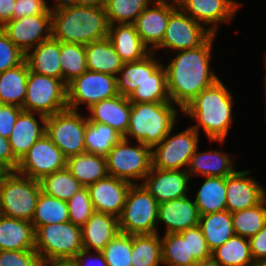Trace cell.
I'll list each match as a JSON object with an SVG mask.
<instances>
[{"label":"cell","mask_w":266,"mask_h":266,"mask_svg":"<svg viewBox=\"0 0 266 266\" xmlns=\"http://www.w3.org/2000/svg\"><path fill=\"white\" fill-rule=\"evenodd\" d=\"M215 34L203 45L187 50L175 51L165 67L170 100L182 110L202 90L214 85L218 76L210 71L211 48Z\"/></svg>","instance_id":"obj_1"},{"label":"cell","mask_w":266,"mask_h":266,"mask_svg":"<svg viewBox=\"0 0 266 266\" xmlns=\"http://www.w3.org/2000/svg\"><path fill=\"white\" fill-rule=\"evenodd\" d=\"M52 37L60 42L87 45L108 37L105 8L54 4Z\"/></svg>","instance_id":"obj_2"},{"label":"cell","mask_w":266,"mask_h":266,"mask_svg":"<svg viewBox=\"0 0 266 266\" xmlns=\"http://www.w3.org/2000/svg\"><path fill=\"white\" fill-rule=\"evenodd\" d=\"M219 79L211 87L202 90L181 111L197 120L191 126L199 133L205 131L209 140L224 142L232 123L233 96Z\"/></svg>","instance_id":"obj_3"},{"label":"cell","mask_w":266,"mask_h":266,"mask_svg":"<svg viewBox=\"0 0 266 266\" xmlns=\"http://www.w3.org/2000/svg\"><path fill=\"white\" fill-rule=\"evenodd\" d=\"M177 109L172 102L131 103L128 135L144 145L153 147L160 143L175 126Z\"/></svg>","instance_id":"obj_4"},{"label":"cell","mask_w":266,"mask_h":266,"mask_svg":"<svg viewBox=\"0 0 266 266\" xmlns=\"http://www.w3.org/2000/svg\"><path fill=\"white\" fill-rule=\"evenodd\" d=\"M40 193L38 180L11 171L0 183V214L31 222Z\"/></svg>","instance_id":"obj_5"},{"label":"cell","mask_w":266,"mask_h":266,"mask_svg":"<svg viewBox=\"0 0 266 266\" xmlns=\"http://www.w3.org/2000/svg\"><path fill=\"white\" fill-rule=\"evenodd\" d=\"M22 109L37 113L45 125L47 117L68 109L66 84L61 79L29 72Z\"/></svg>","instance_id":"obj_6"},{"label":"cell","mask_w":266,"mask_h":266,"mask_svg":"<svg viewBox=\"0 0 266 266\" xmlns=\"http://www.w3.org/2000/svg\"><path fill=\"white\" fill-rule=\"evenodd\" d=\"M158 205L142 184H131L118 217L120 232L130 235L158 233Z\"/></svg>","instance_id":"obj_7"},{"label":"cell","mask_w":266,"mask_h":266,"mask_svg":"<svg viewBox=\"0 0 266 266\" xmlns=\"http://www.w3.org/2000/svg\"><path fill=\"white\" fill-rule=\"evenodd\" d=\"M83 250L82 227L68 221L35 230V251L40 259H74Z\"/></svg>","instance_id":"obj_8"},{"label":"cell","mask_w":266,"mask_h":266,"mask_svg":"<svg viewBox=\"0 0 266 266\" xmlns=\"http://www.w3.org/2000/svg\"><path fill=\"white\" fill-rule=\"evenodd\" d=\"M127 139L121 138L105 156L109 176L136 184L143 180L152 167L151 147L138 142L130 145Z\"/></svg>","instance_id":"obj_9"},{"label":"cell","mask_w":266,"mask_h":266,"mask_svg":"<svg viewBox=\"0 0 266 266\" xmlns=\"http://www.w3.org/2000/svg\"><path fill=\"white\" fill-rule=\"evenodd\" d=\"M88 117L66 109L47 117L45 134L66 158L86 152L85 131Z\"/></svg>","instance_id":"obj_10"},{"label":"cell","mask_w":266,"mask_h":266,"mask_svg":"<svg viewBox=\"0 0 266 266\" xmlns=\"http://www.w3.org/2000/svg\"><path fill=\"white\" fill-rule=\"evenodd\" d=\"M166 137L151 148L152 168L181 170L188 167L192 155L198 149L199 133L192 127L183 132Z\"/></svg>","instance_id":"obj_11"},{"label":"cell","mask_w":266,"mask_h":266,"mask_svg":"<svg viewBox=\"0 0 266 266\" xmlns=\"http://www.w3.org/2000/svg\"><path fill=\"white\" fill-rule=\"evenodd\" d=\"M68 109L77 111L80 104L90 108L95 103L118 95L114 75L87 70L66 85Z\"/></svg>","instance_id":"obj_12"},{"label":"cell","mask_w":266,"mask_h":266,"mask_svg":"<svg viewBox=\"0 0 266 266\" xmlns=\"http://www.w3.org/2000/svg\"><path fill=\"white\" fill-rule=\"evenodd\" d=\"M212 32L193 20L177 7L169 17L168 25L161 43L154 49H172L176 51L194 49L203 45Z\"/></svg>","instance_id":"obj_13"},{"label":"cell","mask_w":266,"mask_h":266,"mask_svg":"<svg viewBox=\"0 0 266 266\" xmlns=\"http://www.w3.org/2000/svg\"><path fill=\"white\" fill-rule=\"evenodd\" d=\"M67 158L44 134L19 161L16 171L40 181L43 177L66 167Z\"/></svg>","instance_id":"obj_14"},{"label":"cell","mask_w":266,"mask_h":266,"mask_svg":"<svg viewBox=\"0 0 266 266\" xmlns=\"http://www.w3.org/2000/svg\"><path fill=\"white\" fill-rule=\"evenodd\" d=\"M1 29L26 54L42 41L52 37V16L51 14H36L11 19Z\"/></svg>","instance_id":"obj_15"},{"label":"cell","mask_w":266,"mask_h":266,"mask_svg":"<svg viewBox=\"0 0 266 266\" xmlns=\"http://www.w3.org/2000/svg\"><path fill=\"white\" fill-rule=\"evenodd\" d=\"M190 179L185 169L163 170L151 167L141 184L158 203H162L186 197Z\"/></svg>","instance_id":"obj_16"},{"label":"cell","mask_w":266,"mask_h":266,"mask_svg":"<svg viewBox=\"0 0 266 266\" xmlns=\"http://www.w3.org/2000/svg\"><path fill=\"white\" fill-rule=\"evenodd\" d=\"M154 0L152 8L148 5L137 17L134 25L143 43L154 50L162 41L170 14L178 7L176 0ZM150 47H149V46Z\"/></svg>","instance_id":"obj_17"},{"label":"cell","mask_w":266,"mask_h":266,"mask_svg":"<svg viewBox=\"0 0 266 266\" xmlns=\"http://www.w3.org/2000/svg\"><path fill=\"white\" fill-rule=\"evenodd\" d=\"M176 2L177 6L193 20L200 24H212L209 30L215 35L218 24L230 22L240 7L236 0H176Z\"/></svg>","instance_id":"obj_18"},{"label":"cell","mask_w":266,"mask_h":266,"mask_svg":"<svg viewBox=\"0 0 266 266\" xmlns=\"http://www.w3.org/2000/svg\"><path fill=\"white\" fill-rule=\"evenodd\" d=\"M250 172L235 171L226 177V210L230 213L253 207L266 197L263 186L248 177Z\"/></svg>","instance_id":"obj_19"},{"label":"cell","mask_w":266,"mask_h":266,"mask_svg":"<svg viewBox=\"0 0 266 266\" xmlns=\"http://www.w3.org/2000/svg\"><path fill=\"white\" fill-rule=\"evenodd\" d=\"M130 186L128 181L109 175L87 186L94 210L119 217Z\"/></svg>","instance_id":"obj_20"},{"label":"cell","mask_w":266,"mask_h":266,"mask_svg":"<svg viewBox=\"0 0 266 266\" xmlns=\"http://www.w3.org/2000/svg\"><path fill=\"white\" fill-rule=\"evenodd\" d=\"M200 214L194 201L186 196L158 205V220L166 225L167 233H180L198 226Z\"/></svg>","instance_id":"obj_21"},{"label":"cell","mask_w":266,"mask_h":266,"mask_svg":"<svg viewBox=\"0 0 266 266\" xmlns=\"http://www.w3.org/2000/svg\"><path fill=\"white\" fill-rule=\"evenodd\" d=\"M89 122L106 124L115 129L122 137L128 131L131 113V102L128 97L116 95L95 103L89 108Z\"/></svg>","instance_id":"obj_22"},{"label":"cell","mask_w":266,"mask_h":266,"mask_svg":"<svg viewBox=\"0 0 266 266\" xmlns=\"http://www.w3.org/2000/svg\"><path fill=\"white\" fill-rule=\"evenodd\" d=\"M119 232L117 216L94 211L82 226L83 249L101 252Z\"/></svg>","instance_id":"obj_23"},{"label":"cell","mask_w":266,"mask_h":266,"mask_svg":"<svg viewBox=\"0 0 266 266\" xmlns=\"http://www.w3.org/2000/svg\"><path fill=\"white\" fill-rule=\"evenodd\" d=\"M107 38L124 63L140 61L151 53L138 35L134 24L110 25Z\"/></svg>","instance_id":"obj_24"},{"label":"cell","mask_w":266,"mask_h":266,"mask_svg":"<svg viewBox=\"0 0 266 266\" xmlns=\"http://www.w3.org/2000/svg\"><path fill=\"white\" fill-rule=\"evenodd\" d=\"M29 72L62 80L60 41L53 37L42 41L25 54Z\"/></svg>","instance_id":"obj_25"},{"label":"cell","mask_w":266,"mask_h":266,"mask_svg":"<svg viewBox=\"0 0 266 266\" xmlns=\"http://www.w3.org/2000/svg\"><path fill=\"white\" fill-rule=\"evenodd\" d=\"M35 250V229L31 222L0 214V251Z\"/></svg>","instance_id":"obj_26"},{"label":"cell","mask_w":266,"mask_h":266,"mask_svg":"<svg viewBox=\"0 0 266 266\" xmlns=\"http://www.w3.org/2000/svg\"><path fill=\"white\" fill-rule=\"evenodd\" d=\"M34 114L23 110L19 114L13 126L12 134L8 138L14 157L18 161L45 134L46 126H40Z\"/></svg>","instance_id":"obj_27"},{"label":"cell","mask_w":266,"mask_h":266,"mask_svg":"<svg viewBox=\"0 0 266 266\" xmlns=\"http://www.w3.org/2000/svg\"><path fill=\"white\" fill-rule=\"evenodd\" d=\"M232 161L229 154L219 150L198 153L196 149L186 171L190 177L196 174L204 177H227L235 172Z\"/></svg>","instance_id":"obj_28"},{"label":"cell","mask_w":266,"mask_h":266,"mask_svg":"<svg viewBox=\"0 0 266 266\" xmlns=\"http://www.w3.org/2000/svg\"><path fill=\"white\" fill-rule=\"evenodd\" d=\"M85 50L88 70L117 76L124 64L108 38L85 45Z\"/></svg>","instance_id":"obj_29"},{"label":"cell","mask_w":266,"mask_h":266,"mask_svg":"<svg viewBox=\"0 0 266 266\" xmlns=\"http://www.w3.org/2000/svg\"><path fill=\"white\" fill-rule=\"evenodd\" d=\"M155 51L140 61L124 63L116 76L117 90L120 95L129 97L162 63L154 58Z\"/></svg>","instance_id":"obj_30"},{"label":"cell","mask_w":266,"mask_h":266,"mask_svg":"<svg viewBox=\"0 0 266 266\" xmlns=\"http://www.w3.org/2000/svg\"><path fill=\"white\" fill-rule=\"evenodd\" d=\"M66 168L84 187L108 176L106 158L87 152L67 158Z\"/></svg>","instance_id":"obj_31"},{"label":"cell","mask_w":266,"mask_h":266,"mask_svg":"<svg viewBox=\"0 0 266 266\" xmlns=\"http://www.w3.org/2000/svg\"><path fill=\"white\" fill-rule=\"evenodd\" d=\"M198 226L211 252L235 235L232 215L228 210L200 215Z\"/></svg>","instance_id":"obj_32"},{"label":"cell","mask_w":266,"mask_h":266,"mask_svg":"<svg viewBox=\"0 0 266 266\" xmlns=\"http://www.w3.org/2000/svg\"><path fill=\"white\" fill-rule=\"evenodd\" d=\"M28 75L29 68L26 61L0 73V104L22 108L26 98Z\"/></svg>","instance_id":"obj_33"},{"label":"cell","mask_w":266,"mask_h":266,"mask_svg":"<svg viewBox=\"0 0 266 266\" xmlns=\"http://www.w3.org/2000/svg\"><path fill=\"white\" fill-rule=\"evenodd\" d=\"M194 202L200 215L226 210V177H206Z\"/></svg>","instance_id":"obj_34"},{"label":"cell","mask_w":266,"mask_h":266,"mask_svg":"<svg viewBox=\"0 0 266 266\" xmlns=\"http://www.w3.org/2000/svg\"><path fill=\"white\" fill-rule=\"evenodd\" d=\"M128 99L131 103L171 102L165 66L161 64L142 84L137 86Z\"/></svg>","instance_id":"obj_35"},{"label":"cell","mask_w":266,"mask_h":266,"mask_svg":"<svg viewBox=\"0 0 266 266\" xmlns=\"http://www.w3.org/2000/svg\"><path fill=\"white\" fill-rule=\"evenodd\" d=\"M132 266H158L162 261L159 233L132 235Z\"/></svg>","instance_id":"obj_36"},{"label":"cell","mask_w":266,"mask_h":266,"mask_svg":"<svg viewBox=\"0 0 266 266\" xmlns=\"http://www.w3.org/2000/svg\"><path fill=\"white\" fill-rule=\"evenodd\" d=\"M70 221L66 201L47 195L41 191L35 213L31 220L34 229L42 225L58 224Z\"/></svg>","instance_id":"obj_37"},{"label":"cell","mask_w":266,"mask_h":266,"mask_svg":"<svg viewBox=\"0 0 266 266\" xmlns=\"http://www.w3.org/2000/svg\"><path fill=\"white\" fill-rule=\"evenodd\" d=\"M222 266H253L249 239L234 235L211 252Z\"/></svg>","instance_id":"obj_38"},{"label":"cell","mask_w":266,"mask_h":266,"mask_svg":"<svg viewBox=\"0 0 266 266\" xmlns=\"http://www.w3.org/2000/svg\"><path fill=\"white\" fill-rule=\"evenodd\" d=\"M121 138L112 127L88 121L84 137L86 152L105 157Z\"/></svg>","instance_id":"obj_39"},{"label":"cell","mask_w":266,"mask_h":266,"mask_svg":"<svg viewBox=\"0 0 266 266\" xmlns=\"http://www.w3.org/2000/svg\"><path fill=\"white\" fill-rule=\"evenodd\" d=\"M39 182L43 193L66 202L84 187L66 167L43 177Z\"/></svg>","instance_id":"obj_40"},{"label":"cell","mask_w":266,"mask_h":266,"mask_svg":"<svg viewBox=\"0 0 266 266\" xmlns=\"http://www.w3.org/2000/svg\"><path fill=\"white\" fill-rule=\"evenodd\" d=\"M266 197L257 205L231 213L236 235L250 238L266 225Z\"/></svg>","instance_id":"obj_41"},{"label":"cell","mask_w":266,"mask_h":266,"mask_svg":"<svg viewBox=\"0 0 266 266\" xmlns=\"http://www.w3.org/2000/svg\"><path fill=\"white\" fill-rule=\"evenodd\" d=\"M62 81L67 85L87 71L85 45L60 42Z\"/></svg>","instance_id":"obj_42"},{"label":"cell","mask_w":266,"mask_h":266,"mask_svg":"<svg viewBox=\"0 0 266 266\" xmlns=\"http://www.w3.org/2000/svg\"><path fill=\"white\" fill-rule=\"evenodd\" d=\"M162 264L168 266H196L197 261L189 258L188 236L167 233L161 238Z\"/></svg>","instance_id":"obj_43"},{"label":"cell","mask_w":266,"mask_h":266,"mask_svg":"<svg viewBox=\"0 0 266 266\" xmlns=\"http://www.w3.org/2000/svg\"><path fill=\"white\" fill-rule=\"evenodd\" d=\"M153 0H107L105 11L110 25L134 24Z\"/></svg>","instance_id":"obj_44"},{"label":"cell","mask_w":266,"mask_h":266,"mask_svg":"<svg viewBox=\"0 0 266 266\" xmlns=\"http://www.w3.org/2000/svg\"><path fill=\"white\" fill-rule=\"evenodd\" d=\"M101 252L107 266H132V235L119 232Z\"/></svg>","instance_id":"obj_45"},{"label":"cell","mask_w":266,"mask_h":266,"mask_svg":"<svg viewBox=\"0 0 266 266\" xmlns=\"http://www.w3.org/2000/svg\"><path fill=\"white\" fill-rule=\"evenodd\" d=\"M70 222L82 227L95 211L87 187L80 189L67 201Z\"/></svg>","instance_id":"obj_46"},{"label":"cell","mask_w":266,"mask_h":266,"mask_svg":"<svg viewBox=\"0 0 266 266\" xmlns=\"http://www.w3.org/2000/svg\"><path fill=\"white\" fill-rule=\"evenodd\" d=\"M24 61L25 53L0 28V73L22 64Z\"/></svg>","instance_id":"obj_47"},{"label":"cell","mask_w":266,"mask_h":266,"mask_svg":"<svg viewBox=\"0 0 266 266\" xmlns=\"http://www.w3.org/2000/svg\"><path fill=\"white\" fill-rule=\"evenodd\" d=\"M40 260L35 250L0 251V266H39Z\"/></svg>","instance_id":"obj_48"},{"label":"cell","mask_w":266,"mask_h":266,"mask_svg":"<svg viewBox=\"0 0 266 266\" xmlns=\"http://www.w3.org/2000/svg\"><path fill=\"white\" fill-rule=\"evenodd\" d=\"M179 234L181 236H188L189 258H194L196 261H200L203 257L211 254L199 226L186 229Z\"/></svg>","instance_id":"obj_49"},{"label":"cell","mask_w":266,"mask_h":266,"mask_svg":"<svg viewBox=\"0 0 266 266\" xmlns=\"http://www.w3.org/2000/svg\"><path fill=\"white\" fill-rule=\"evenodd\" d=\"M52 8L46 0H16L13 19L36 14H51Z\"/></svg>","instance_id":"obj_50"},{"label":"cell","mask_w":266,"mask_h":266,"mask_svg":"<svg viewBox=\"0 0 266 266\" xmlns=\"http://www.w3.org/2000/svg\"><path fill=\"white\" fill-rule=\"evenodd\" d=\"M22 111L23 109L18 106L0 104V136L9 138L12 134L13 126Z\"/></svg>","instance_id":"obj_51"},{"label":"cell","mask_w":266,"mask_h":266,"mask_svg":"<svg viewBox=\"0 0 266 266\" xmlns=\"http://www.w3.org/2000/svg\"><path fill=\"white\" fill-rule=\"evenodd\" d=\"M249 243L255 264L266 259V225L256 235L249 238Z\"/></svg>","instance_id":"obj_52"},{"label":"cell","mask_w":266,"mask_h":266,"mask_svg":"<svg viewBox=\"0 0 266 266\" xmlns=\"http://www.w3.org/2000/svg\"><path fill=\"white\" fill-rule=\"evenodd\" d=\"M91 253V254H89ZM97 255L92 254L91 251L81 250L75 257L76 266H107L102 252H95ZM89 257V258H88ZM93 257V260L91 259ZM95 257V258H94ZM89 260L86 261V260ZM92 260V261H91ZM89 263V264H88ZM94 263V264H93Z\"/></svg>","instance_id":"obj_53"},{"label":"cell","mask_w":266,"mask_h":266,"mask_svg":"<svg viewBox=\"0 0 266 266\" xmlns=\"http://www.w3.org/2000/svg\"><path fill=\"white\" fill-rule=\"evenodd\" d=\"M0 161L11 171H16L19 161L14 157L9 140L0 136Z\"/></svg>","instance_id":"obj_54"},{"label":"cell","mask_w":266,"mask_h":266,"mask_svg":"<svg viewBox=\"0 0 266 266\" xmlns=\"http://www.w3.org/2000/svg\"><path fill=\"white\" fill-rule=\"evenodd\" d=\"M16 0H0V28L13 19Z\"/></svg>","instance_id":"obj_55"},{"label":"cell","mask_w":266,"mask_h":266,"mask_svg":"<svg viewBox=\"0 0 266 266\" xmlns=\"http://www.w3.org/2000/svg\"><path fill=\"white\" fill-rule=\"evenodd\" d=\"M107 0H58L56 4L105 8Z\"/></svg>","instance_id":"obj_56"},{"label":"cell","mask_w":266,"mask_h":266,"mask_svg":"<svg viewBox=\"0 0 266 266\" xmlns=\"http://www.w3.org/2000/svg\"><path fill=\"white\" fill-rule=\"evenodd\" d=\"M39 266H76L74 259H41Z\"/></svg>","instance_id":"obj_57"},{"label":"cell","mask_w":266,"mask_h":266,"mask_svg":"<svg viewBox=\"0 0 266 266\" xmlns=\"http://www.w3.org/2000/svg\"><path fill=\"white\" fill-rule=\"evenodd\" d=\"M196 266H222V264L211 253L209 256L203 257L197 261Z\"/></svg>","instance_id":"obj_58"},{"label":"cell","mask_w":266,"mask_h":266,"mask_svg":"<svg viewBox=\"0 0 266 266\" xmlns=\"http://www.w3.org/2000/svg\"><path fill=\"white\" fill-rule=\"evenodd\" d=\"M11 170L0 161V183L6 178Z\"/></svg>","instance_id":"obj_59"},{"label":"cell","mask_w":266,"mask_h":266,"mask_svg":"<svg viewBox=\"0 0 266 266\" xmlns=\"http://www.w3.org/2000/svg\"><path fill=\"white\" fill-rule=\"evenodd\" d=\"M257 266H266V259L256 263Z\"/></svg>","instance_id":"obj_60"}]
</instances>
